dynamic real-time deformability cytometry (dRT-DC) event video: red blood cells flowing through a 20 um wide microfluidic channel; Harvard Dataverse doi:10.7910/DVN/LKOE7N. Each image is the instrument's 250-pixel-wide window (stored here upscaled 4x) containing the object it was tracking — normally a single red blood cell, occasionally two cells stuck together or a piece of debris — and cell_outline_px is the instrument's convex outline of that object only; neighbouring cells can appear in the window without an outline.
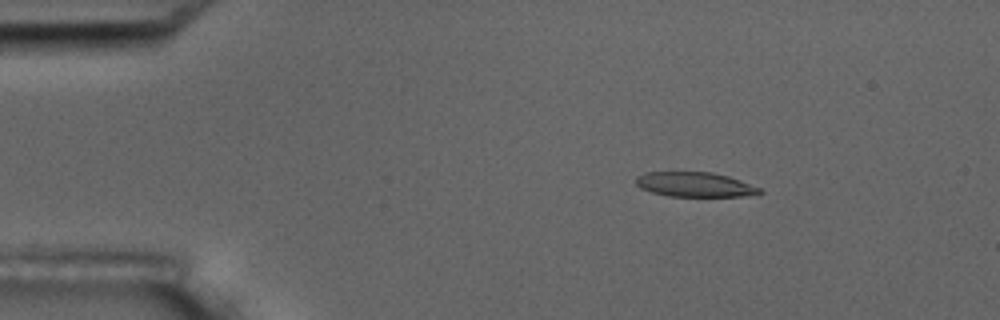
{"species": "common noctule bat (a hibernating species)", "species_latin": "Nyctalus noctula", "temperature_condition": "room temperature", "stored_images_in_passage": 5, "camera_frame_rate_fps": 3000, "um_per_image_px": 0.085, "animal": {"sex": "male", "body_mass_g": 17.5, "forearm_length_mm": 52.3}, "frame": {"image": 1, "passage_image": 3, "time_ms": 2.333, "image_size_px": [1000, 320], "cell_outline_px": [[764, 192], [740, 196], [668, 196], [652, 192], [640, 188], [636, 184], [636, 176], [644, 172], [712, 172], [728, 176], [740, 180], [760, 188]], "centroid_in_image_um": [59.02, 15.67], "position_along_channel_um": 26.0, "area_um2": 17.69}}